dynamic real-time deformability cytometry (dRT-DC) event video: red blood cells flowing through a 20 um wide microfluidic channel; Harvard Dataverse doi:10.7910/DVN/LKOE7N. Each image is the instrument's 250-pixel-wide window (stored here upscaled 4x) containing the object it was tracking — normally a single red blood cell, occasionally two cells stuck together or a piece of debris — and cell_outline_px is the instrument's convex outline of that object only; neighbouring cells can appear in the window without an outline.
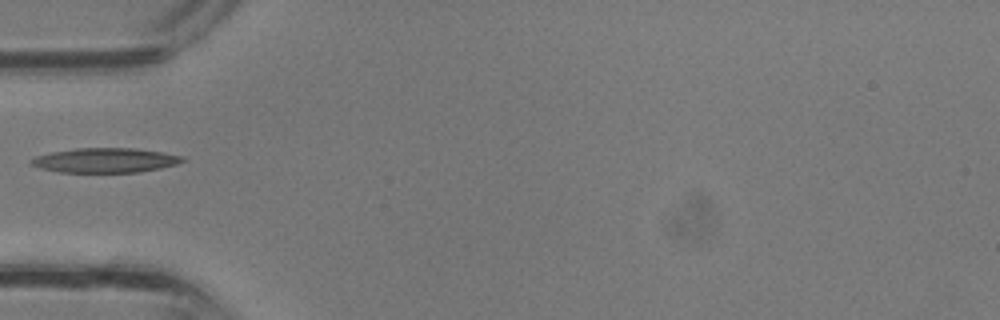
{"species": "common noctule bat (a hibernating species)", "species_latin": "Nyctalus noctula", "temperature_condition": "room temperature", "stored_images_in_passage": 25, "camera_frame_rate_fps": 3000, "um_per_image_px": 0.085, "animal": {"sex": "male", "body_mass_g": 13.3}, "frame": {"image": 1, "passage_image": 1, "time_ms": 0.0, "image_size_px": [1000, 320], "cell_outline_px": [[188, 160], [176, 164], [160, 168], [140, 172], [60, 172], [40, 168], [28, 164], [28, 160], [36, 156], [52, 152], [76, 148], [136, 148], [164, 152], [184, 156]], "centroid_in_image_um": [8.96, 13.62], "position_along_channel_um": 76.0, "area_um2": 21.91}}
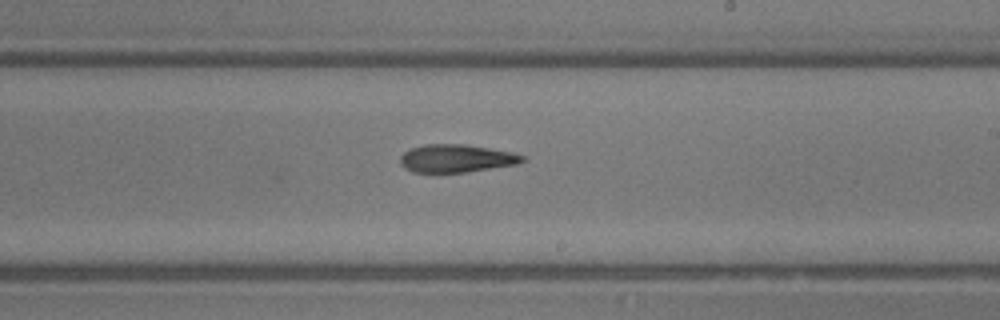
{"frame": {"image": 2, "passage_image": 10, "time_ms": 3.0, "image_size_px": [1000, 320], "cell_outline_px": [[528, 160], [516, 164], [468, 172], [412, 172], [404, 168], [400, 164], [400, 156], [404, 152], [412, 148], [424, 144], [464, 144], [512, 152], [524, 156]], "centroid_in_image_um": [38.78, 13.46], "position_along_channel_um": 250.2, "area_um2": 19.88}}
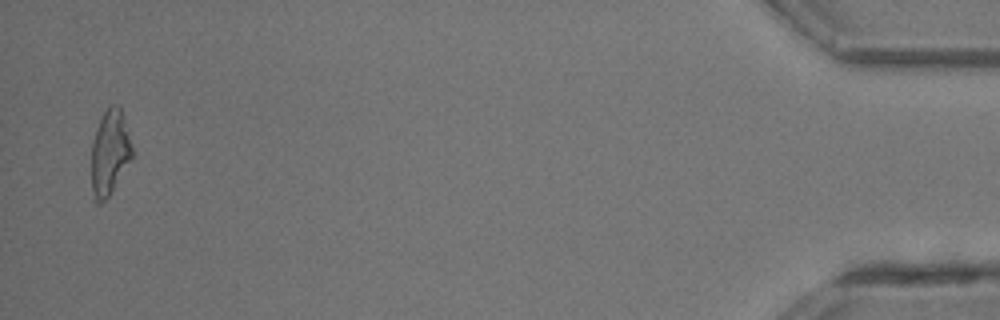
{"frame": {"image": 3, "passage_image": 24, "time_ms": 7.667, "image_size_px": [1000, 320], "cell_outline_px": [[132, 156], [108, 196], [100, 204], [96, 204], [92, 200], [92, 144], [96, 128], [104, 112], [112, 104], [116, 104], [120, 108], [124, 116], [132, 144]], "centroid_in_image_um": [9.31, 12.96], "position_along_channel_um": 425.9, "area_um2": 19.88}}